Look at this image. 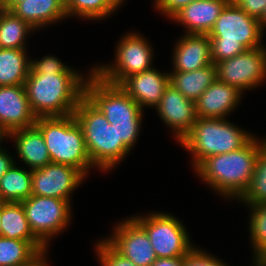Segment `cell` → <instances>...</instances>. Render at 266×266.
Returning <instances> with one entry per match:
<instances>
[{
    "instance_id": "cell-1",
    "label": "cell",
    "mask_w": 266,
    "mask_h": 266,
    "mask_svg": "<svg viewBox=\"0 0 266 266\" xmlns=\"http://www.w3.org/2000/svg\"><path fill=\"white\" fill-rule=\"evenodd\" d=\"M265 143L266 138L254 136L241 149L204 159L195 173L221 196L238 200L251 182L258 152Z\"/></svg>"
},
{
    "instance_id": "cell-2",
    "label": "cell",
    "mask_w": 266,
    "mask_h": 266,
    "mask_svg": "<svg viewBox=\"0 0 266 266\" xmlns=\"http://www.w3.org/2000/svg\"><path fill=\"white\" fill-rule=\"evenodd\" d=\"M90 71L87 77L82 73L38 74L30 67L24 85L36 117L73 115L85 96V82L93 68Z\"/></svg>"
},
{
    "instance_id": "cell-3",
    "label": "cell",
    "mask_w": 266,
    "mask_h": 266,
    "mask_svg": "<svg viewBox=\"0 0 266 266\" xmlns=\"http://www.w3.org/2000/svg\"><path fill=\"white\" fill-rule=\"evenodd\" d=\"M85 97L101 111L115 129L118 140L130 150L142 127L143 111L119 85L103 81L92 72L85 82Z\"/></svg>"
},
{
    "instance_id": "cell-4",
    "label": "cell",
    "mask_w": 266,
    "mask_h": 266,
    "mask_svg": "<svg viewBox=\"0 0 266 266\" xmlns=\"http://www.w3.org/2000/svg\"><path fill=\"white\" fill-rule=\"evenodd\" d=\"M263 34L260 21L249 16L231 0L208 34L212 63L233 58L246 49L262 47Z\"/></svg>"
},
{
    "instance_id": "cell-5",
    "label": "cell",
    "mask_w": 266,
    "mask_h": 266,
    "mask_svg": "<svg viewBox=\"0 0 266 266\" xmlns=\"http://www.w3.org/2000/svg\"><path fill=\"white\" fill-rule=\"evenodd\" d=\"M73 115L81 126L87 153L93 167L112 171L124 160L130 149L118 140L113 126L85 96L80 100Z\"/></svg>"
},
{
    "instance_id": "cell-6",
    "label": "cell",
    "mask_w": 266,
    "mask_h": 266,
    "mask_svg": "<svg viewBox=\"0 0 266 266\" xmlns=\"http://www.w3.org/2000/svg\"><path fill=\"white\" fill-rule=\"evenodd\" d=\"M254 135L221 118H197L190 132L179 143L188 150L192 168L209 156L236 151L244 147Z\"/></svg>"
},
{
    "instance_id": "cell-7",
    "label": "cell",
    "mask_w": 266,
    "mask_h": 266,
    "mask_svg": "<svg viewBox=\"0 0 266 266\" xmlns=\"http://www.w3.org/2000/svg\"><path fill=\"white\" fill-rule=\"evenodd\" d=\"M34 125L45 139L51 163L71 165L87 177L94 167L74 115L38 117Z\"/></svg>"
},
{
    "instance_id": "cell-8",
    "label": "cell",
    "mask_w": 266,
    "mask_h": 266,
    "mask_svg": "<svg viewBox=\"0 0 266 266\" xmlns=\"http://www.w3.org/2000/svg\"><path fill=\"white\" fill-rule=\"evenodd\" d=\"M123 36L115 50V62L93 68V72L103 81L113 85H119L128 76L141 73L153 66V48L148 39L136 32H129Z\"/></svg>"
},
{
    "instance_id": "cell-9",
    "label": "cell",
    "mask_w": 266,
    "mask_h": 266,
    "mask_svg": "<svg viewBox=\"0 0 266 266\" xmlns=\"http://www.w3.org/2000/svg\"><path fill=\"white\" fill-rule=\"evenodd\" d=\"M132 217L146 231L157 258L184 257L195 246L185 226L172 214L151 212Z\"/></svg>"
},
{
    "instance_id": "cell-10",
    "label": "cell",
    "mask_w": 266,
    "mask_h": 266,
    "mask_svg": "<svg viewBox=\"0 0 266 266\" xmlns=\"http://www.w3.org/2000/svg\"><path fill=\"white\" fill-rule=\"evenodd\" d=\"M21 203L31 231L46 248L49 241L71 223L69 200L31 195Z\"/></svg>"
},
{
    "instance_id": "cell-11",
    "label": "cell",
    "mask_w": 266,
    "mask_h": 266,
    "mask_svg": "<svg viewBox=\"0 0 266 266\" xmlns=\"http://www.w3.org/2000/svg\"><path fill=\"white\" fill-rule=\"evenodd\" d=\"M217 80L245 91L266 80V46L246 49L233 58L215 63Z\"/></svg>"
},
{
    "instance_id": "cell-12",
    "label": "cell",
    "mask_w": 266,
    "mask_h": 266,
    "mask_svg": "<svg viewBox=\"0 0 266 266\" xmlns=\"http://www.w3.org/2000/svg\"><path fill=\"white\" fill-rule=\"evenodd\" d=\"M105 239L136 266H151L157 259L146 231L133 217L116 224Z\"/></svg>"
},
{
    "instance_id": "cell-13",
    "label": "cell",
    "mask_w": 266,
    "mask_h": 266,
    "mask_svg": "<svg viewBox=\"0 0 266 266\" xmlns=\"http://www.w3.org/2000/svg\"><path fill=\"white\" fill-rule=\"evenodd\" d=\"M85 178L79 169L71 165L50 163L43 168L32 170V195L71 202L72 192Z\"/></svg>"
},
{
    "instance_id": "cell-14",
    "label": "cell",
    "mask_w": 266,
    "mask_h": 266,
    "mask_svg": "<svg viewBox=\"0 0 266 266\" xmlns=\"http://www.w3.org/2000/svg\"><path fill=\"white\" fill-rule=\"evenodd\" d=\"M155 108L178 143L190 132L198 118L195 102L187 99L170 84Z\"/></svg>"
},
{
    "instance_id": "cell-15",
    "label": "cell",
    "mask_w": 266,
    "mask_h": 266,
    "mask_svg": "<svg viewBox=\"0 0 266 266\" xmlns=\"http://www.w3.org/2000/svg\"><path fill=\"white\" fill-rule=\"evenodd\" d=\"M36 120L25 85L0 86V126L10 133L32 127Z\"/></svg>"
},
{
    "instance_id": "cell-16",
    "label": "cell",
    "mask_w": 266,
    "mask_h": 266,
    "mask_svg": "<svg viewBox=\"0 0 266 266\" xmlns=\"http://www.w3.org/2000/svg\"><path fill=\"white\" fill-rule=\"evenodd\" d=\"M170 84L169 72L161 73L153 66L125 78L119 86L144 110L155 108Z\"/></svg>"
},
{
    "instance_id": "cell-17",
    "label": "cell",
    "mask_w": 266,
    "mask_h": 266,
    "mask_svg": "<svg viewBox=\"0 0 266 266\" xmlns=\"http://www.w3.org/2000/svg\"><path fill=\"white\" fill-rule=\"evenodd\" d=\"M244 92L217 79L196 100L198 118L226 119L239 105Z\"/></svg>"
},
{
    "instance_id": "cell-18",
    "label": "cell",
    "mask_w": 266,
    "mask_h": 266,
    "mask_svg": "<svg viewBox=\"0 0 266 266\" xmlns=\"http://www.w3.org/2000/svg\"><path fill=\"white\" fill-rule=\"evenodd\" d=\"M230 1L196 0L178 11L171 19L186 28L185 34L208 35Z\"/></svg>"
},
{
    "instance_id": "cell-19",
    "label": "cell",
    "mask_w": 266,
    "mask_h": 266,
    "mask_svg": "<svg viewBox=\"0 0 266 266\" xmlns=\"http://www.w3.org/2000/svg\"><path fill=\"white\" fill-rule=\"evenodd\" d=\"M175 44L172 72H191L212 63L208 35L185 34Z\"/></svg>"
},
{
    "instance_id": "cell-20",
    "label": "cell",
    "mask_w": 266,
    "mask_h": 266,
    "mask_svg": "<svg viewBox=\"0 0 266 266\" xmlns=\"http://www.w3.org/2000/svg\"><path fill=\"white\" fill-rule=\"evenodd\" d=\"M11 138L15 141L19 159L29 170L40 169L51 163L45 139L35 125L10 132L9 139Z\"/></svg>"
},
{
    "instance_id": "cell-21",
    "label": "cell",
    "mask_w": 266,
    "mask_h": 266,
    "mask_svg": "<svg viewBox=\"0 0 266 266\" xmlns=\"http://www.w3.org/2000/svg\"><path fill=\"white\" fill-rule=\"evenodd\" d=\"M10 11L35 30L67 18L64 0H24Z\"/></svg>"
},
{
    "instance_id": "cell-22",
    "label": "cell",
    "mask_w": 266,
    "mask_h": 266,
    "mask_svg": "<svg viewBox=\"0 0 266 266\" xmlns=\"http://www.w3.org/2000/svg\"><path fill=\"white\" fill-rule=\"evenodd\" d=\"M169 79L170 85L187 99L196 102L201 94L217 79L216 65L211 63L191 72H170Z\"/></svg>"
},
{
    "instance_id": "cell-23",
    "label": "cell",
    "mask_w": 266,
    "mask_h": 266,
    "mask_svg": "<svg viewBox=\"0 0 266 266\" xmlns=\"http://www.w3.org/2000/svg\"><path fill=\"white\" fill-rule=\"evenodd\" d=\"M1 236L28 242H40L31 231L21 202L0 203Z\"/></svg>"
},
{
    "instance_id": "cell-24",
    "label": "cell",
    "mask_w": 266,
    "mask_h": 266,
    "mask_svg": "<svg viewBox=\"0 0 266 266\" xmlns=\"http://www.w3.org/2000/svg\"><path fill=\"white\" fill-rule=\"evenodd\" d=\"M26 50L0 48V86L25 84L31 64Z\"/></svg>"
},
{
    "instance_id": "cell-25",
    "label": "cell",
    "mask_w": 266,
    "mask_h": 266,
    "mask_svg": "<svg viewBox=\"0 0 266 266\" xmlns=\"http://www.w3.org/2000/svg\"><path fill=\"white\" fill-rule=\"evenodd\" d=\"M14 163L0 178L1 202H22L32 195V170Z\"/></svg>"
},
{
    "instance_id": "cell-26",
    "label": "cell",
    "mask_w": 266,
    "mask_h": 266,
    "mask_svg": "<svg viewBox=\"0 0 266 266\" xmlns=\"http://www.w3.org/2000/svg\"><path fill=\"white\" fill-rule=\"evenodd\" d=\"M36 31L12 11L4 9L0 17V48L26 49V39Z\"/></svg>"
},
{
    "instance_id": "cell-27",
    "label": "cell",
    "mask_w": 266,
    "mask_h": 266,
    "mask_svg": "<svg viewBox=\"0 0 266 266\" xmlns=\"http://www.w3.org/2000/svg\"><path fill=\"white\" fill-rule=\"evenodd\" d=\"M67 17L103 20L116 12L121 0H64Z\"/></svg>"
},
{
    "instance_id": "cell-28",
    "label": "cell",
    "mask_w": 266,
    "mask_h": 266,
    "mask_svg": "<svg viewBox=\"0 0 266 266\" xmlns=\"http://www.w3.org/2000/svg\"><path fill=\"white\" fill-rule=\"evenodd\" d=\"M46 247L41 242L0 237V266H18Z\"/></svg>"
},
{
    "instance_id": "cell-29",
    "label": "cell",
    "mask_w": 266,
    "mask_h": 266,
    "mask_svg": "<svg viewBox=\"0 0 266 266\" xmlns=\"http://www.w3.org/2000/svg\"><path fill=\"white\" fill-rule=\"evenodd\" d=\"M240 201L245 205L266 204V143L258 152L251 182Z\"/></svg>"
},
{
    "instance_id": "cell-30",
    "label": "cell",
    "mask_w": 266,
    "mask_h": 266,
    "mask_svg": "<svg viewBox=\"0 0 266 266\" xmlns=\"http://www.w3.org/2000/svg\"><path fill=\"white\" fill-rule=\"evenodd\" d=\"M250 209L249 231L255 263L266 252V204L247 205Z\"/></svg>"
},
{
    "instance_id": "cell-31",
    "label": "cell",
    "mask_w": 266,
    "mask_h": 266,
    "mask_svg": "<svg viewBox=\"0 0 266 266\" xmlns=\"http://www.w3.org/2000/svg\"><path fill=\"white\" fill-rule=\"evenodd\" d=\"M95 248L101 266H136L104 238L96 243Z\"/></svg>"
},
{
    "instance_id": "cell-32",
    "label": "cell",
    "mask_w": 266,
    "mask_h": 266,
    "mask_svg": "<svg viewBox=\"0 0 266 266\" xmlns=\"http://www.w3.org/2000/svg\"><path fill=\"white\" fill-rule=\"evenodd\" d=\"M30 67L38 74L46 73H78L68 67L61 60L53 55H46L40 60L31 59Z\"/></svg>"
},
{
    "instance_id": "cell-33",
    "label": "cell",
    "mask_w": 266,
    "mask_h": 266,
    "mask_svg": "<svg viewBox=\"0 0 266 266\" xmlns=\"http://www.w3.org/2000/svg\"><path fill=\"white\" fill-rule=\"evenodd\" d=\"M196 246L183 257V266H228L223 260Z\"/></svg>"
},
{
    "instance_id": "cell-34",
    "label": "cell",
    "mask_w": 266,
    "mask_h": 266,
    "mask_svg": "<svg viewBox=\"0 0 266 266\" xmlns=\"http://www.w3.org/2000/svg\"><path fill=\"white\" fill-rule=\"evenodd\" d=\"M196 0H155V8L170 19L186 5Z\"/></svg>"
},
{
    "instance_id": "cell-35",
    "label": "cell",
    "mask_w": 266,
    "mask_h": 266,
    "mask_svg": "<svg viewBox=\"0 0 266 266\" xmlns=\"http://www.w3.org/2000/svg\"><path fill=\"white\" fill-rule=\"evenodd\" d=\"M249 16L260 19L266 9V0H232Z\"/></svg>"
},
{
    "instance_id": "cell-36",
    "label": "cell",
    "mask_w": 266,
    "mask_h": 266,
    "mask_svg": "<svg viewBox=\"0 0 266 266\" xmlns=\"http://www.w3.org/2000/svg\"><path fill=\"white\" fill-rule=\"evenodd\" d=\"M47 248L40 250L33 258H31L29 261L19 264L18 266H48L47 262Z\"/></svg>"
},
{
    "instance_id": "cell-37",
    "label": "cell",
    "mask_w": 266,
    "mask_h": 266,
    "mask_svg": "<svg viewBox=\"0 0 266 266\" xmlns=\"http://www.w3.org/2000/svg\"><path fill=\"white\" fill-rule=\"evenodd\" d=\"M7 150H0V178L9 170V168L15 163V159L9 155Z\"/></svg>"
},
{
    "instance_id": "cell-38",
    "label": "cell",
    "mask_w": 266,
    "mask_h": 266,
    "mask_svg": "<svg viewBox=\"0 0 266 266\" xmlns=\"http://www.w3.org/2000/svg\"><path fill=\"white\" fill-rule=\"evenodd\" d=\"M151 266H183V257L157 258Z\"/></svg>"
},
{
    "instance_id": "cell-39",
    "label": "cell",
    "mask_w": 266,
    "mask_h": 266,
    "mask_svg": "<svg viewBox=\"0 0 266 266\" xmlns=\"http://www.w3.org/2000/svg\"><path fill=\"white\" fill-rule=\"evenodd\" d=\"M22 1L24 0H0V6L3 9L11 10L17 3Z\"/></svg>"
},
{
    "instance_id": "cell-40",
    "label": "cell",
    "mask_w": 266,
    "mask_h": 266,
    "mask_svg": "<svg viewBox=\"0 0 266 266\" xmlns=\"http://www.w3.org/2000/svg\"><path fill=\"white\" fill-rule=\"evenodd\" d=\"M8 139L10 138V133L4 129L2 126H0V150H2V146H1V143H2V140L4 139Z\"/></svg>"
},
{
    "instance_id": "cell-41",
    "label": "cell",
    "mask_w": 266,
    "mask_h": 266,
    "mask_svg": "<svg viewBox=\"0 0 266 266\" xmlns=\"http://www.w3.org/2000/svg\"><path fill=\"white\" fill-rule=\"evenodd\" d=\"M254 266H266V252L255 262Z\"/></svg>"
},
{
    "instance_id": "cell-42",
    "label": "cell",
    "mask_w": 266,
    "mask_h": 266,
    "mask_svg": "<svg viewBox=\"0 0 266 266\" xmlns=\"http://www.w3.org/2000/svg\"><path fill=\"white\" fill-rule=\"evenodd\" d=\"M259 21H260L261 28L264 31L266 29V9L264 10V13L262 17L259 19Z\"/></svg>"
},
{
    "instance_id": "cell-43",
    "label": "cell",
    "mask_w": 266,
    "mask_h": 266,
    "mask_svg": "<svg viewBox=\"0 0 266 266\" xmlns=\"http://www.w3.org/2000/svg\"><path fill=\"white\" fill-rule=\"evenodd\" d=\"M4 9L0 6V17H1V13Z\"/></svg>"
}]
</instances>
